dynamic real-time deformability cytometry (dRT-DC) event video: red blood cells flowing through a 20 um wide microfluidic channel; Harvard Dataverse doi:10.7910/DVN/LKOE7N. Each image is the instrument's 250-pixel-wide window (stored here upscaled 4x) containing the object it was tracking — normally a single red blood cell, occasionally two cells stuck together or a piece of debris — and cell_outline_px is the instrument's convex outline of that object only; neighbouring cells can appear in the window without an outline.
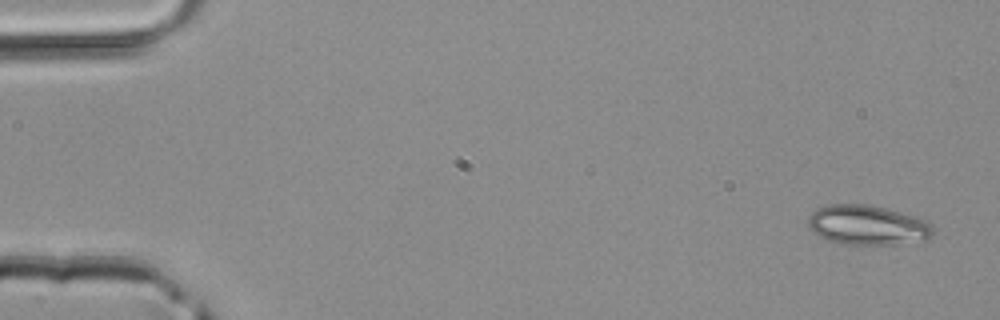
{"species": "common noctule bat (a hibernating species)", "species_latin": "Nyctalus noctula", "temperature_condition": "room temperature", "stored_images_in_passage": 4, "camera_frame_rate_fps": 3000, "um_per_image_px": 0.085, "animal": {"sex": "male", "body_mass_g": 20.4}, "frame": {"image": 1, "passage_image": 1, "time_ms": 0.0, "image_size_px": [1000, 320], "cell_outline_px": [[932, 240], [892, 244], [844, 244], [828, 240], [812, 232], [808, 224], [808, 216], [816, 208], [832, 204], [868, 204], [916, 216], [924, 220], [932, 228]], "centroid_in_image_um": [73.73, 19.13], "position_along_channel_um": 11.3, "area_um2": 28.9}}